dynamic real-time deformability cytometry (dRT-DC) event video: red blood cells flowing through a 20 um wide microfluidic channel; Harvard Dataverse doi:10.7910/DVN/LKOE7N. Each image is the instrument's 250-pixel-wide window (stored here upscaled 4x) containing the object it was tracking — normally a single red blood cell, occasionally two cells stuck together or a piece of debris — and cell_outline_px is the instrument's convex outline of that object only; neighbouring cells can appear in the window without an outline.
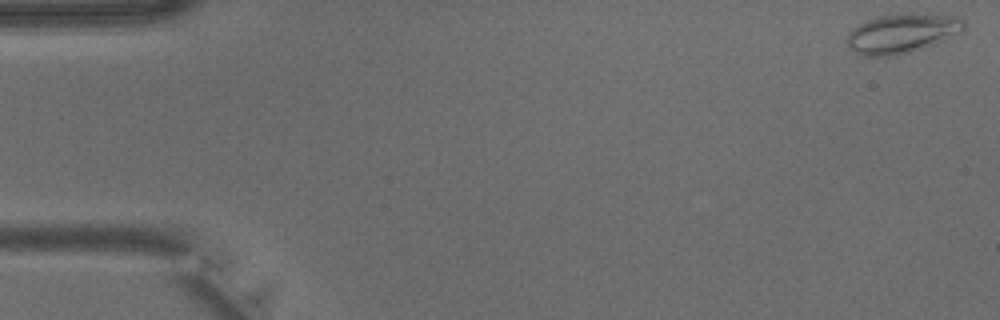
{"species": "common noctule bat (a hibernating species)", "species_latin": "Nyctalus noctula", "temperature_condition": "warm", "stored_images_in_passage": 41, "camera_frame_rate_fps": 3000, "um_per_image_px": 0.085, "animal": {"sex": "male", "body_mass_g": 15.6}, "frame": {"image": 1, "passage_image": 1, "time_ms": 0.0, "image_size_px": [1000, 320], "cell_outline_px": [[964, 32], [908, 52], [896, 56], [864, 56], [848, 48], [848, 32], [852, 28], [868, 20], [880, 16], [956, 16], [964, 20]], "centroid_in_image_um": [76.62, 2.88], "position_along_channel_um": 8.4, "area_um2": 25.61}}
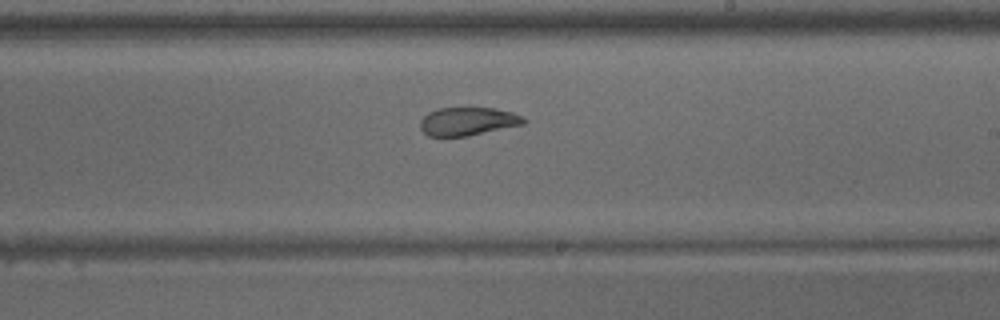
{"frame": {"image": 2, "passage_image": 24, "time_ms": 7.667, "image_size_px": [1000, 320], "cell_outline_px": [[528, 120], [524, 124], [468, 136], [428, 136], [420, 128], [420, 120], [428, 112], [440, 108], [496, 108], [512, 112], [524, 116]], "centroid_in_image_um": [39.79, 10.31], "position_along_channel_um": 249.2, "area_um2": 17.11}}
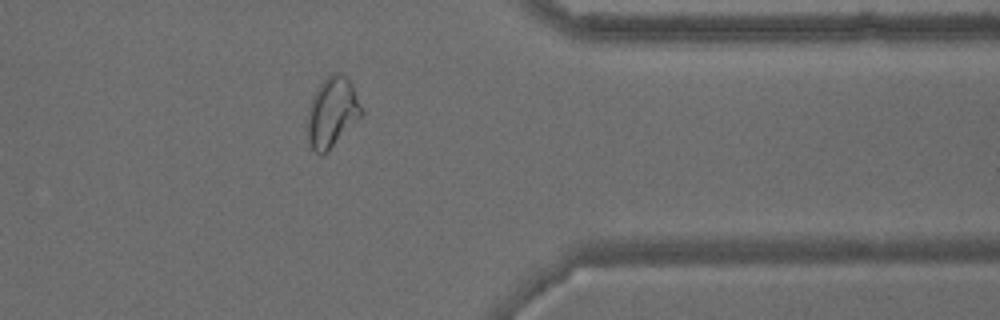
{"frame": {"image": 3, "passage_image": 33, "time_ms": 10.667, "image_size_px": [1000, 320], "cell_outline_px": [[364, 112], [328, 152], [324, 156], [320, 156], [308, 144], [308, 112], [312, 96], [316, 88], [332, 72], [340, 72], [352, 84]], "centroid_in_image_um": [28.22, 9.56], "position_along_channel_um": 383.2, "area_um2": 21.96}}